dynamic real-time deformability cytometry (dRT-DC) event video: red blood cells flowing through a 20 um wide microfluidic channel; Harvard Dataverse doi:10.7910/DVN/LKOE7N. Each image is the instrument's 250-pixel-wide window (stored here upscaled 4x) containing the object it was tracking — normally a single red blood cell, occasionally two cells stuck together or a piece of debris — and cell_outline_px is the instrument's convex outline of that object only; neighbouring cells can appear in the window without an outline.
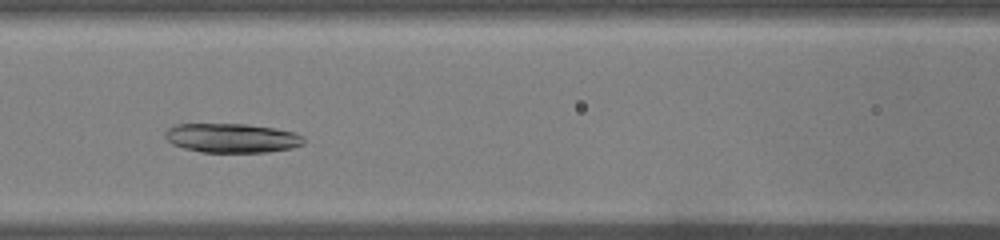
{"species": "common noctule bat (a hibernating species)", "species_latin": "Nyctalus noctula", "temperature_condition": "warm", "stored_images_in_passage": 42, "camera_frame_rate_fps": 3000, "um_per_image_px": 0.085, "animal": {"sex": "male", "body_mass_g": 19.0, "forearm_length_mm": 50.8}, "frame": {"image": 1, "passage_image": 14, "time_ms": 4.333, "image_size_px": [1000, 240], "cell_outline_px": [[304, 144], [292, 148], [268, 152], [200, 152], [184, 148], [172, 144], [164, 136], [168, 128], [176, 124], [248, 124], [276, 128], [296, 132], [304, 136]], "centroid_in_image_um": [19.75, 11.73], "position_along_channel_um": 146.9, "area_um2": 23.81}}
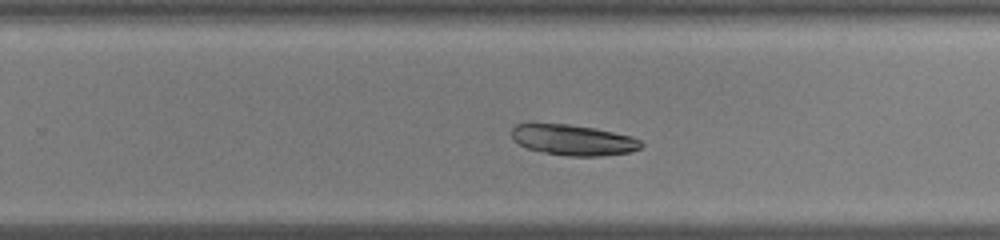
{"frame": {"image": 2, "passage_image": 24, "time_ms": 7.667, "image_size_px": [1000, 240], "cell_outline_px": [[644, 144], [640, 148], [632, 152], [600, 156], [568, 156], [544, 152], [528, 148], [520, 144], [512, 136], [512, 128], [516, 124], [568, 124], [596, 128], [632, 136], [640, 140]], "centroid_in_image_um": [48.79, 11.9], "position_along_channel_um": 281.0, "area_um2": 23.0}}
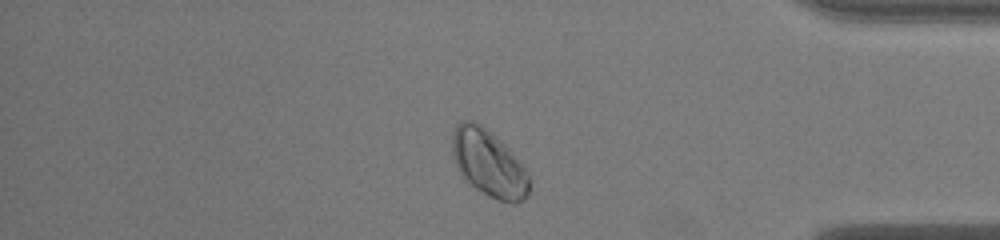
{"frame": {"image": 3, "passage_image": 34, "time_ms": 11.0, "image_size_px": [1000, 240], "cell_outline_px": [[528, 196], [524, 200], [516, 204], [512, 204], [500, 200], [468, 184], [464, 180], [456, 164], [452, 152], [452, 136], [456, 124], [460, 120], [472, 120], [480, 124], [496, 136], [528, 168]], "centroid_in_image_um": [41.55, 13.87], "position_along_channel_um": 393.6, "area_um2": 30.06}}